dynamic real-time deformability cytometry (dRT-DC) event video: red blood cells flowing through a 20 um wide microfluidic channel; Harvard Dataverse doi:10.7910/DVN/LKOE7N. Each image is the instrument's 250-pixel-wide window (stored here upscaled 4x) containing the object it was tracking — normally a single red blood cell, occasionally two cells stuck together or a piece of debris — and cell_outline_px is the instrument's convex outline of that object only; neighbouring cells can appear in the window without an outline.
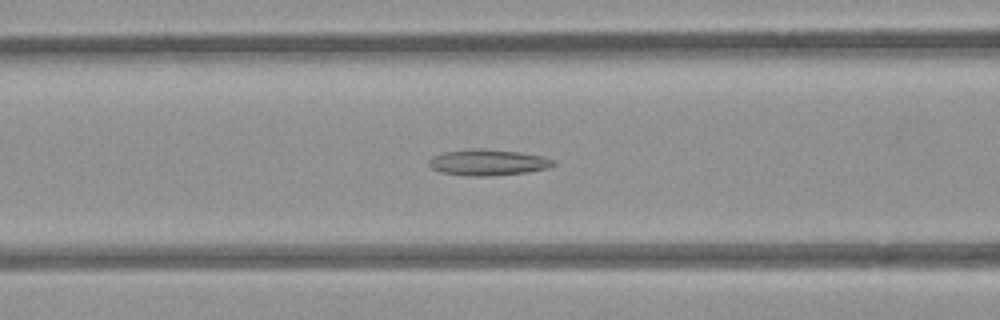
{"species": "common noctule bat (a hibernating species)", "species_latin": "Nyctalus noctula", "temperature_condition": "room temperature", "stored_images_in_passage": 53, "camera_frame_rate_fps": 3000, "um_per_image_px": 0.085, "animal": {"sex": "female", "body_mass_g": 21.9}, "frame": {"image": 1, "passage_image": 21, "time_ms": 6.667, "image_size_px": [1000, 320], "cell_outline_px": [[556, 164], [548, 168], [528, 172], [492, 176], [468, 176], [440, 172], [432, 168], [428, 164], [428, 160], [432, 156], [444, 152], [476, 148], [480, 148], [520, 152], [544, 156], [556, 160]], "centroid_in_image_um": [41.5, 13.8], "position_along_channel_um": 125.1, "area_um2": 19.13}}
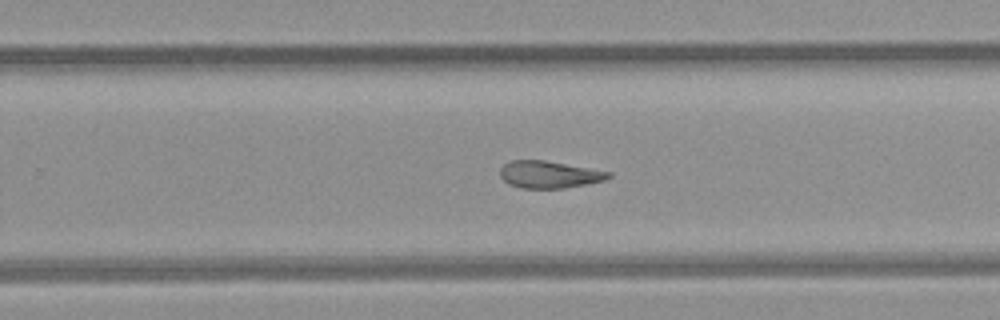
{"frame": {"image": 2, "passage_image": 33, "time_ms": 10.667, "image_size_px": [1000, 320], "cell_outline_px": [[612, 176], [604, 180], [588, 184], [564, 188], [520, 188], [508, 184], [500, 176], [500, 168], [504, 164], [512, 160], [544, 160], [612, 172]], "centroid_in_image_um": [46.68, 14.83], "position_along_channel_um": 283.1, "area_um2": 17.17}}
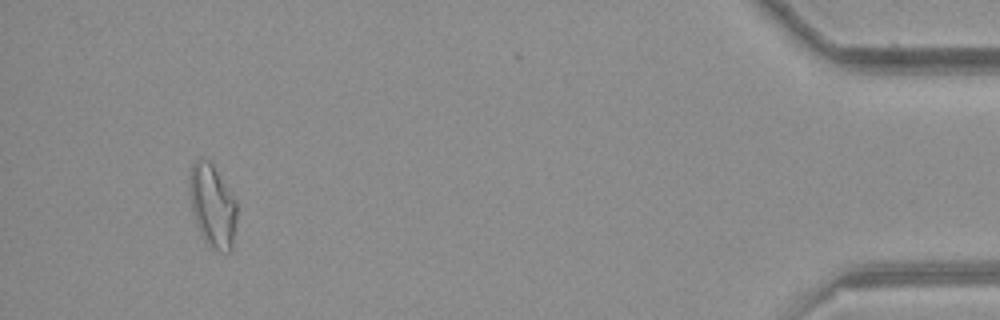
{"frame": {"image": 3, "passage_image": 49, "time_ms": 16.0, "image_size_px": [1000, 320], "cell_outline_px": [[236, 220], [232, 252], [220, 252], [212, 248], [204, 240], [200, 232], [192, 208], [188, 188], [188, 176], [192, 164], [200, 156], [208, 160], [212, 164], [236, 200]], "centroid_in_image_um": [18.05, 17.48], "position_along_channel_um": 417.1, "area_um2": 22.95}, "authors_computed_cell_mechanics": {"area_um2": 19.7676, "velocity_mm_per_s": 3.9513, "shape_relaxation_time_tau1_ms": null, "shape_relaxation_time_tau2_ms": 4.4754, "deformation_change_tau1": null, "deformation_change_tau2": 0.1369}}